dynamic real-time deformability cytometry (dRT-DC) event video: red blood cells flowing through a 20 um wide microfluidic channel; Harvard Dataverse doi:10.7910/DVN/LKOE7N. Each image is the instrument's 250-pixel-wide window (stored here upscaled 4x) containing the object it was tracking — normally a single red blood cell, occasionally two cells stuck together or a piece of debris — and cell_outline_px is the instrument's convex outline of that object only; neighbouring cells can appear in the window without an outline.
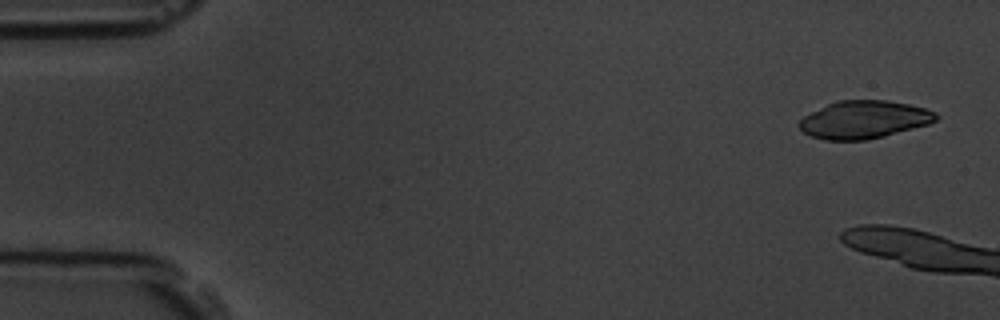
{"species": "common noctule bat (a hibernating species)", "species_latin": "Nyctalus noctula", "temperature_condition": "room temperature", "stored_images_in_passage": 3, "camera_frame_rate_fps": 3000, "um_per_image_px": 0.085, "animal": {"sex": "male", "body_mass_g": 19.5, "forearm_length_mm": 54.6}, "frame": {"image": 1, "passage_image": 1, "time_ms": 0.0, "image_size_px": [1000, 320], "cell_outline_px": [[940, 116], [936, 120], [928, 124], [884, 136], [868, 140], [824, 140], [812, 136], [804, 132], [796, 124], [804, 116], [836, 100], [888, 100], [908, 104], [924, 108], [936, 112]], "centroid_in_image_um": [73.44, 10.17], "position_along_channel_um": 11.6, "area_um2": 30.06}}